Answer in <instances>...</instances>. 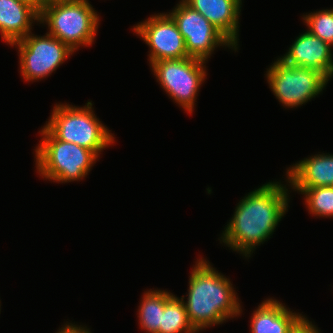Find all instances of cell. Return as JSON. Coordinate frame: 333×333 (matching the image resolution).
<instances>
[{
	"mask_svg": "<svg viewBox=\"0 0 333 333\" xmlns=\"http://www.w3.org/2000/svg\"><path fill=\"white\" fill-rule=\"evenodd\" d=\"M206 61L186 57L153 62L151 70L162 89L188 113H192L199 89L205 81Z\"/></svg>",
	"mask_w": 333,
	"mask_h": 333,
	"instance_id": "cell-6",
	"label": "cell"
},
{
	"mask_svg": "<svg viewBox=\"0 0 333 333\" xmlns=\"http://www.w3.org/2000/svg\"><path fill=\"white\" fill-rule=\"evenodd\" d=\"M92 101L85 106L56 104L44 125L58 140L93 151L98 157L113 144L114 134L96 117Z\"/></svg>",
	"mask_w": 333,
	"mask_h": 333,
	"instance_id": "cell-4",
	"label": "cell"
},
{
	"mask_svg": "<svg viewBox=\"0 0 333 333\" xmlns=\"http://www.w3.org/2000/svg\"><path fill=\"white\" fill-rule=\"evenodd\" d=\"M271 91L283 106L294 108L318 96L330 80L325 74L302 66H289L281 59L266 71Z\"/></svg>",
	"mask_w": 333,
	"mask_h": 333,
	"instance_id": "cell-7",
	"label": "cell"
},
{
	"mask_svg": "<svg viewBox=\"0 0 333 333\" xmlns=\"http://www.w3.org/2000/svg\"><path fill=\"white\" fill-rule=\"evenodd\" d=\"M78 1V0H47V4L55 2Z\"/></svg>",
	"mask_w": 333,
	"mask_h": 333,
	"instance_id": "cell-22",
	"label": "cell"
},
{
	"mask_svg": "<svg viewBox=\"0 0 333 333\" xmlns=\"http://www.w3.org/2000/svg\"><path fill=\"white\" fill-rule=\"evenodd\" d=\"M218 28L238 49L242 0H184Z\"/></svg>",
	"mask_w": 333,
	"mask_h": 333,
	"instance_id": "cell-12",
	"label": "cell"
},
{
	"mask_svg": "<svg viewBox=\"0 0 333 333\" xmlns=\"http://www.w3.org/2000/svg\"><path fill=\"white\" fill-rule=\"evenodd\" d=\"M305 196L310 214L319 217H333V186L292 187Z\"/></svg>",
	"mask_w": 333,
	"mask_h": 333,
	"instance_id": "cell-18",
	"label": "cell"
},
{
	"mask_svg": "<svg viewBox=\"0 0 333 333\" xmlns=\"http://www.w3.org/2000/svg\"><path fill=\"white\" fill-rule=\"evenodd\" d=\"M41 23L48 25L47 33L75 51L94 42L99 16L88 0L55 2L43 8Z\"/></svg>",
	"mask_w": 333,
	"mask_h": 333,
	"instance_id": "cell-5",
	"label": "cell"
},
{
	"mask_svg": "<svg viewBox=\"0 0 333 333\" xmlns=\"http://www.w3.org/2000/svg\"><path fill=\"white\" fill-rule=\"evenodd\" d=\"M281 182H268L246 194L236 206L220 242L245 257L273 234L288 210L289 194Z\"/></svg>",
	"mask_w": 333,
	"mask_h": 333,
	"instance_id": "cell-1",
	"label": "cell"
},
{
	"mask_svg": "<svg viewBox=\"0 0 333 333\" xmlns=\"http://www.w3.org/2000/svg\"><path fill=\"white\" fill-rule=\"evenodd\" d=\"M18 47L21 76L25 81L41 80L54 72L74 51L49 33L31 32L10 46Z\"/></svg>",
	"mask_w": 333,
	"mask_h": 333,
	"instance_id": "cell-8",
	"label": "cell"
},
{
	"mask_svg": "<svg viewBox=\"0 0 333 333\" xmlns=\"http://www.w3.org/2000/svg\"><path fill=\"white\" fill-rule=\"evenodd\" d=\"M133 31L150 47V65L159 60L190 57L183 36L167 13L150 16L136 24Z\"/></svg>",
	"mask_w": 333,
	"mask_h": 333,
	"instance_id": "cell-10",
	"label": "cell"
},
{
	"mask_svg": "<svg viewBox=\"0 0 333 333\" xmlns=\"http://www.w3.org/2000/svg\"><path fill=\"white\" fill-rule=\"evenodd\" d=\"M23 2L33 9H35L39 14L42 12L43 8L47 4V0H18Z\"/></svg>",
	"mask_w": 333,
	"mask_h": 333,
	"instance_id": "cell-21",
	"label": "cell"
},
{
	"mask_svg": "<svg viewBox=\"0 0 333 333\" xmlns=\"http://www.w3.org/2000/svg\"><path fill=\"white\" fill-rule=\"evenodd\" d=\"M305 25L314 36L333 46V8L303 15Z\"/></svg>",
	"mask_w": 333,
	"mask_h": 333,
	"instance_id": "cell-19",
	"label": "cell"
},
{
	"mask_svg": "<svg viewBox=\"0 0 333 333\" xmlns=\"http://www.w3.org/2000/svg\"><path fill=\"white\" fill-rule=\"evenodd\" d=\"M202 258L197 260L189 276L187 300L181 297L190 323L197 332L222 324L242 312L230 279Z\"/></svg>",
	"mask_w": 333,
	"mask_h": 333,
	"instance_id": "cell-2",
	"label": "cell"
},
{
	"mask_svg": "<svg viewBox=\"0 0 333 333\" xmlns=\"http://www.w3.org/2000/svg\"><path fill=\"white\" fill-rule=\"evenodd\" d=\"M169 15L184 38L190 57L207 61L219 45L237 51L235 45L218 28L184 0L179 1Z\"/></svg>",
	"mask_w": 333,
	"mask_h": 333,
	"instance_id": "cell-9",
	"label": "cell"
},
{
	"mask_svg": "<svg viewBox=\"0 0 333 333\" xmlns=\"http://www.w3.org/2000/svg\"><path fill=\"white\" fill-rule=\"evenodd\" d=\"M160 333H198L190 323L183 299L170 292L164 296Z\"/></svg>",
	"mask_w": 333,
	"mask_h": 333,
	"instance_id": "cell-16",
	"label": "cell"
},
{
	"mask_svg": "<svg viewBox=\"0 0 333 333\" xmlns=\"http://www.w3.org/2000/svg\"><path fill=\"white\" fill-rule=\"evenodd\" d=\"M276 299H266L255 309L250 321L251 333H288L302 317Z\"/></svg>",
	"mask_w": 333,
	"mask_h": 333,
	"instance_id": "cell-15",
	"label": "cell"
},
{
	"mask_svg": "<svg viewBox=\"0 0 333 333\" xmlns=\"http://www.w3.org/2000/svg\"><path fill=\"white\" fill-rule=\"evenodd\" d=\"M312 321L310 322L306 316H302L289 330L288 333H320Z\"/></svg>",
	"mask_w": 333,
	"mask_h": 333,
	"instance_id": "cell-20",
	"label": "cell"
},
{
	"mask_svg": "<svg viewBox=\"0 0 333 333\" xmlns=\"http://www.w3.org/2000/svg\"><path fill=\"white\" fill-rule=\"evenodd\" d=\"M39 19L40 14L23 2L0 0V33L9 45L26 37L32 30V23H38Z\"/></svg>",
	"mask_w": 333,
	"mask_h": 333,
	"instance_id": "cell-14",
	"label": "cell"
},
{
	"mask_svg": "<svg viewBox=\"0 0 333 333\" xmlns=\"http://www.w3.org/2000/svg\"><path fill=\"white\" fill-rule=\"evenodd\" d=\"M291 187L333 186V154H315L293 164L286 171Z\"/></svg>",
	"mask_w": 333,
	"mask_h": 333,
	"instance_id": "cell-13",
	"label": "cell"
},
{
	"mask_svg": "<svg viewBox=\"0 0 333 333\" xmlns=\"http://www.w3.org/2000/svg\"><path fill=\"white\" fill-rule=\"evenodd\" d=\"M35 149L36 169L42 178L53 182L80 181L88 175L98 156L74 143L58 140L45 126Z\"/></svg>",
	"mask_w": 333,
	"mask_h": 333,
	"instance_id": "cell-3",
	"label": "cell"
},
{
	"mask_svg": "<svg viewBox=\"0 0 333 333\" xmlns=\"http://www.w3.org/2000/svg\"><path fill=\"white\" fill-rule=\"evenodd\" d=\"M332 46L314 36L309 30L296 37L287 53L279 57L289 66H302L333 76Z\"/></svg>",
	"mask_w": 333,
	"mask_h": 333,
	"instance_id": "cell-11",
	"label": "cell"
},
{
	"mask_svg": "<svg viewBox=\"0 0 333 333\" xmlns=\"http://www.w3.org/2000/svg\"><path fill=\"white\" fill-rule=\"evenodd\" d=\"M168 291L148 290L144 292L138 309L139 325L147 333H160L164 296Z\"/></svg>",
	"mask_w": 333,
	"mask_h": 333,
	"instance_id": "cell-17",
	"label": "cell"
}]
</instances>
